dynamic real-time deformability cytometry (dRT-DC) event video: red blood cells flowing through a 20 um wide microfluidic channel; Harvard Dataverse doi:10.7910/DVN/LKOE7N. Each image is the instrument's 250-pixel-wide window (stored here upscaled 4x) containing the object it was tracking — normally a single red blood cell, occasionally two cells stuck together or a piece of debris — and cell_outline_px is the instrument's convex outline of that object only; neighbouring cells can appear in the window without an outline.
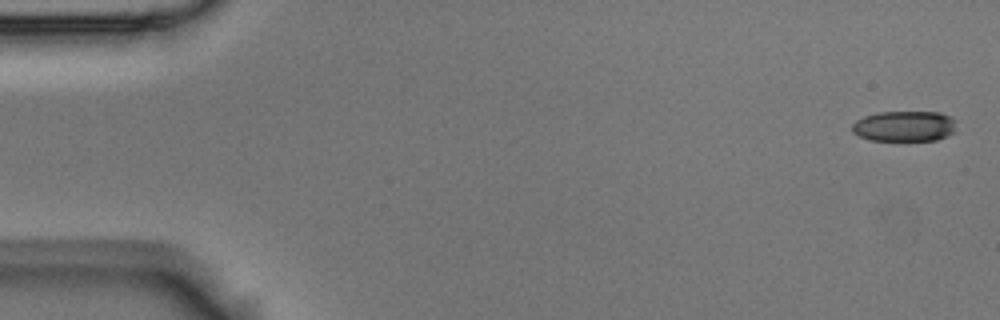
{"species": "Egyptian fruit bat (a non-hibernating species)", "species_latin": "Rousettus aegyptiacus", "temperature_condition": "room temperature", "stored_images_in_passage": 6, "segment_of_instrument_passage": [2, 2], "camera_frame_rate_fps": 3000, "um_per_image_px": 0.085, "animal": {"sex": "male"}, "frame": {"image": 1, "passage_image": 6, "time_ms": 1.667, "image_size_px": [1000, 320], "cell_outline_px": [[956, 132], [948, 136], [936, 140], [868, 140], [852, 132], [852, 124], [856, 120], [864, 116], [876, 112], [940, 112], [952, 116], [956, 120]], "centroid_in_image_um": [76.92, 10.72], "position_along_channel_um": 8.1, "area_um2": 18.9}}